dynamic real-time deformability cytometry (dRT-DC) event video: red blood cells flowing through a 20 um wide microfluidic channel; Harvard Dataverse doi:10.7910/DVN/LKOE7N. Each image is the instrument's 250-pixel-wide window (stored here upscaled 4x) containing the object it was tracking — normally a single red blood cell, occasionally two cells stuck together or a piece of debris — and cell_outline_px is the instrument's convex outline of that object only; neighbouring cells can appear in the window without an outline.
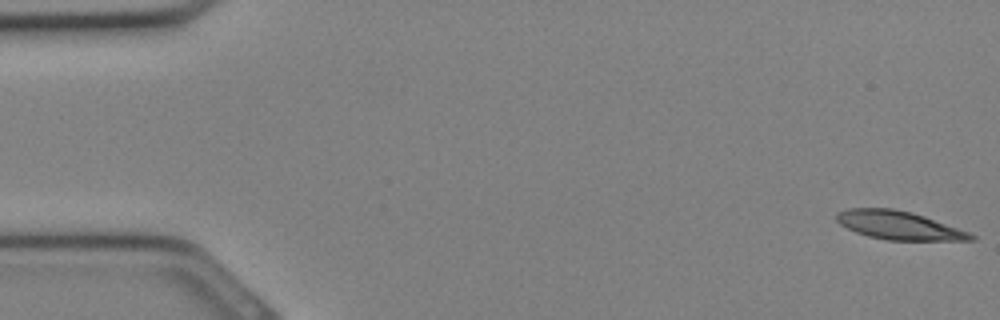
{"species": "Egyptian fruit bat (a non-hibernating species)", "species_latin": "Rousettus aegyptiacus", "temperature_condition": "cold", "stored_images_in_passage": 32, "camera_frame_rate_fps": 3000, "um_per_image_px": 0.085, "animal": {"sex": "female"}, "frame": {"image": 1, "passage_image": 1, "time_ms": 0.0, "image_size_px": [1000, 320], "cell_outline_px": [[976, 240], [888, 240], [868, 236], [856, 232], [840, 224], [836, 220], [836, 212], [848, 208], [892, 208], [912, 212], [924, 216], [968, 232], [976, 236]], "centroid_in_image_um": [76.37, 19.14], "position_along_channel_um": 8.6, "area_um2": 22.08}}
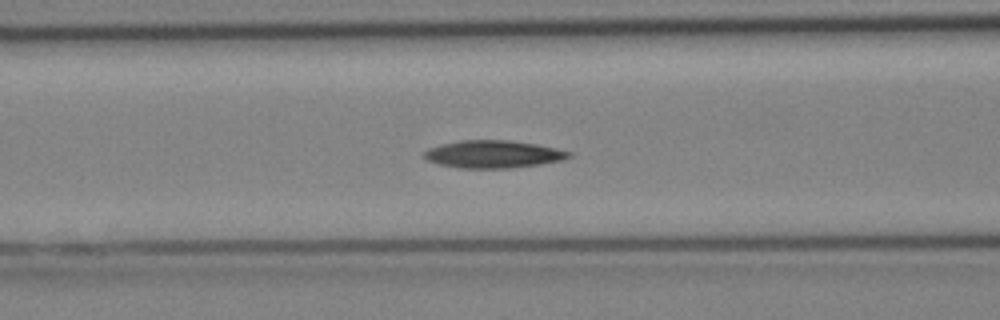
{"frame": {"image": 2, "passage_image": 13, "time_ms": 4.0, "image_size_px": [1000, 320], "cell_outline_px": [[572, 156], [564, 160], [540, 164], [508, 168], [460, 168], [440, 164], [428, 160], [424, 156], [424, 152], [428, 148], [440, 144], [460, 140], [512, 140], [536, 144], [556, 148], [572, 152]], "centroid_in_image_um": [41.95, 13.1], "position_along_channel_um": 124.6, "area_um2": 23.29}}
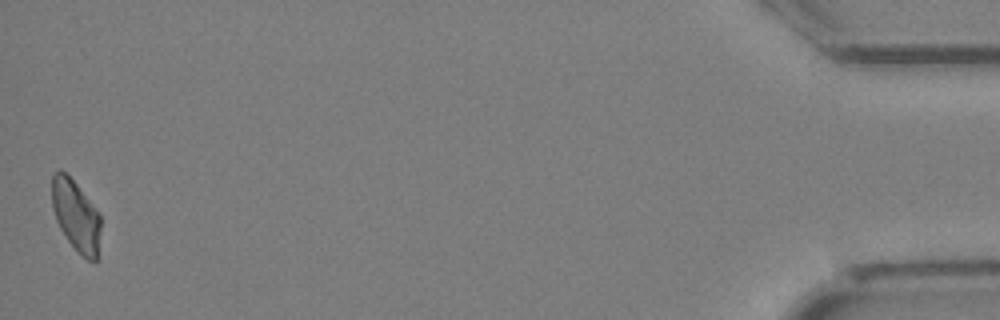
{"frame": {"image": 3, "passage_image": 32, "time_ms": 10.333, "image_size_px": [1000, 320], "cell_outline_px": [[100, 228], [96, 264], [88, 260], [68, 240], [60, 228], [56, 220], [52, 208], [52, 176], [60, 168], [76, 184], [100, 216]], "centroid_in_image_um": [6.43, 18.33], "position_along_channel_um": 428.8, "area_um2": 19.59}}